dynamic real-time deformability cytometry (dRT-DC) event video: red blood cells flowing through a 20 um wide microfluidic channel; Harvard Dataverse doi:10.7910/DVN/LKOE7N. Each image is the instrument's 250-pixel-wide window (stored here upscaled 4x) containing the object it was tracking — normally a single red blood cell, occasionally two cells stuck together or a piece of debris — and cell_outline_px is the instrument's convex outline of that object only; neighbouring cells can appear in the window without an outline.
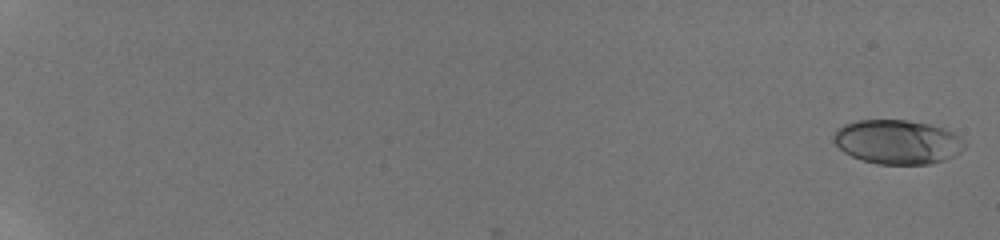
{"species": "human", "species_latin": "Homo sapiens", "temperature_condition": "room temperature", "stored_images_in_passage": 38, "camera_frame_rate_fps": 3000, "um_per_image_px": 0.085, "donor": {"sex": "male"}, "frame": {"image": 1, "passage_image": 3, "time_ms": 0.333, "image_size_px": [1000, 240], "cell_outline_px": [[964, 148], [960, 152], [944, 160], [928, 164], [876, 164], [860, 160], [844, 152], [836, 144], [832, 136], [836, 128], [844, 124], [856, 120], [904, 120], [928, 124], [952, 132], [960, 136], [964, 144]], "centroid_in_image_um": [76.23, 12.07], "position_along_channel_um": 8.8, "area_um2": 33.64}}
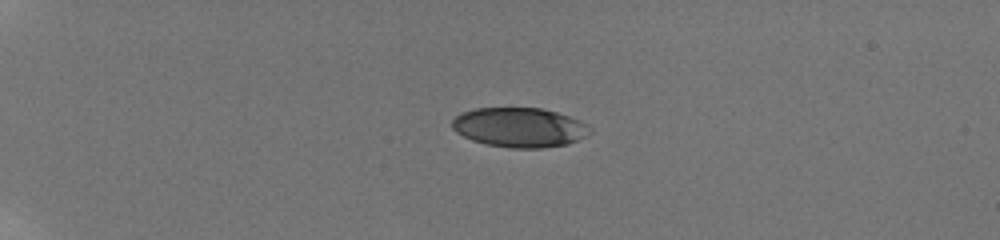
{"frame": {"image": 2, "passage_image": 28, "time_ms": 5.667, "image_size_px": [1000, 240], "cell_outline_px": [[592, 132], [568, 144], [544, 148], [508, 148], [488, 144], [472, 140], [456, 132], [452, 128], [452, 120], [456, 116], [464, 112], [476, 108], [540, 108], [556, 112], [580, 120], [588, 124], [592, 128]], "centroid_in_image_um": [44.18, 10.83], "position_along_channel_um": 40.8, "area_um2": 31.73}}